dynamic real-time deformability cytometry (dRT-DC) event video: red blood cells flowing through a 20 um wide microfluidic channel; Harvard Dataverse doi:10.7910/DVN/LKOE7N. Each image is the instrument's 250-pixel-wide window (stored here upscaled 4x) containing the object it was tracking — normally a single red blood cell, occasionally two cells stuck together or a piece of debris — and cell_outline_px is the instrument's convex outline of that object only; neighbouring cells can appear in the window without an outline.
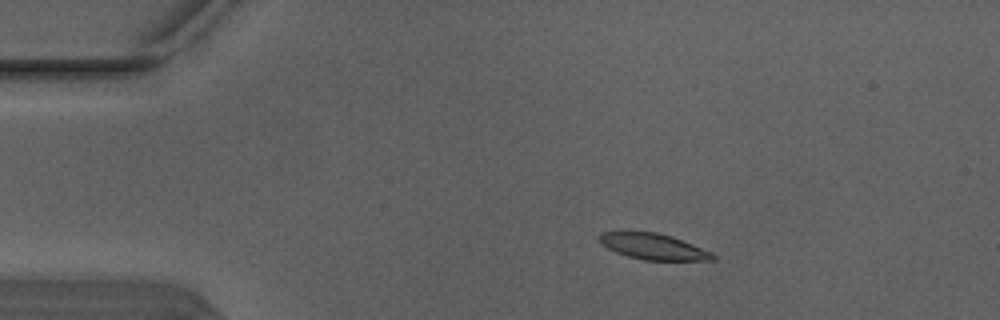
{"species": "Egyptian fruit bat (a non-hibernating species)", "species_latin": "Rousettus aegyptiacus", "temperature_condition": "warm", "stored_images_in_passage": 3, "camera_frame_rate_fps": 3000, "um_per_image_px": 0.085, "animal": {"sex": "male"}, "frame": {"image": 1, "passage_image": 1, "time_ms": 0.0, "image_size_px": [1000, 320], "cell_outline_px": [[716, 260], [644, 260], [628, 256], [616, 252], [600, 244], [600, 232], [656, 232], [672, 236], [712, 252], [716, 256]], "centroid_in_image_um": [55.55, 20.96], "position_along_channel_um": 29.4, "area_um2": 16.99}}
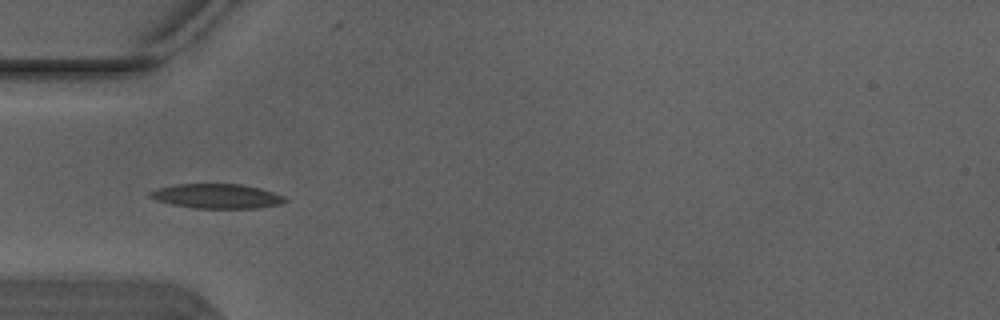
{"frame": {"image": 2, "passage_image": 3, "time_ms": 0.667, "image_size_px": [1000, 320], "cell_outline_px": [[288, 200], [280, 204], [260, 208], [192, 208], [172, 204], [156, 200], [148, 196], [148, 192], [156, 188], [176, 184], [240, 184], [260, 188], [284, 196]], "centroid_in_image_um": [18.41, 16.67], "position_along_channel_um": 66.6, "area_um2": 19.36}}